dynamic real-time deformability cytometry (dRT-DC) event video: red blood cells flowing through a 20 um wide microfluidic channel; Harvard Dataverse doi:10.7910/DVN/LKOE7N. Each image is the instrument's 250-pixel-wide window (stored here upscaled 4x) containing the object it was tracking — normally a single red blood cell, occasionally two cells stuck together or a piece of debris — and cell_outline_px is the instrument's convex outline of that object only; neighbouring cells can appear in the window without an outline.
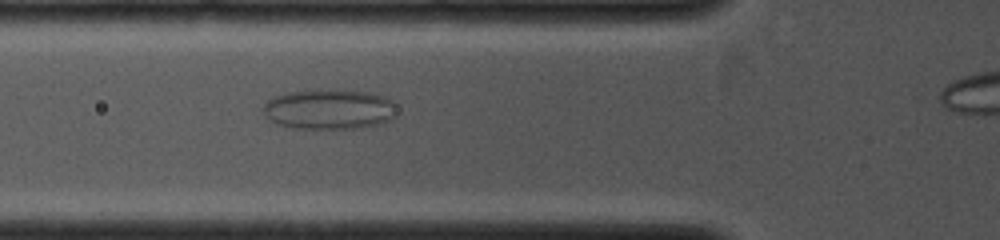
{"species": "common noctule bat (a hibernating species)", "species_latin": "Nyctalus noctula", "temperature_condition": "cold", "stored_images_in_passage": 46, "camera_frame_rate_fps": 4000, "um_per_image_px": 0.085, "animal": {"sex": "female", "body_mass_g": 19.0, "forearm_length_mm": 53.3}, "frame": {"image": 1, "passage_image": 14, "time_ms": 3.25, "image_size_px": [1000, 240], "cell_outline_px": [[396, 116], [380, 124], [364, 128], [292, 128], [276, 124], [268, 120], [264, 112], [264, 104], [272, 96], [284, 92], [336, 88], [340, 88], [372, 92], [384, 96], [392, 100], [396, 104]], "centroid_in_image_um": [28.0, 9.26], "position_along_channel_um": 97.8, "area_um2": 32.14}}
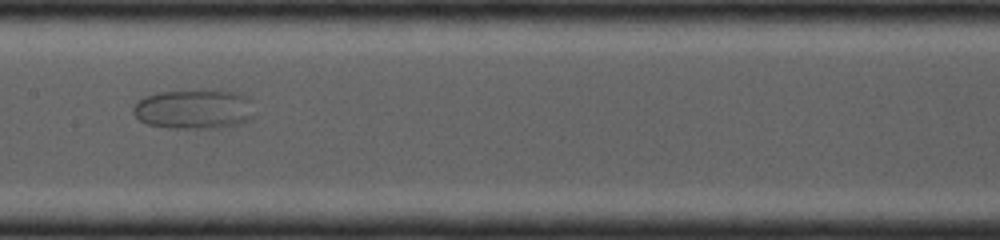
{"frame": {"image": 2, "passage_image": 24, "time_ms": 5.25, "image_size_px": [1000, 240], "cell_outline_px": [[252, 116], [248, 120], [240, 124], [220, 128], [172, 128], [148, 124], [140, 120], [132, 112], [132, 108], [140, 100], [148, 96], [160, 92], [232, 92], [248, 100]], "centroid_in_image_um": [16.43, 9.33], "position_along_channel_um": 191.0, "area_um2": 26.76}}
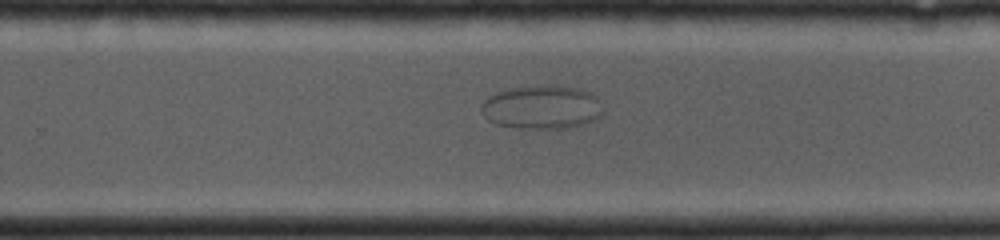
{"frame": {"image": 3, "passage_image": 31, "time_ms": 7.25, "image_size_px": [1000, 240], "cell_outline_px": [[600, 116], [584, 124], [560, 128], [512, 128], [492, 124], [484, 116], [480, 108], [484, 100], [500, 92], [516, 88], [572, 88], [588, 92], [592, 96], [600, 112]], "centroid_in_image_um": [45.93, 9.19], "position_along_channel_um": 283.9, "area_um2": 29.25}}